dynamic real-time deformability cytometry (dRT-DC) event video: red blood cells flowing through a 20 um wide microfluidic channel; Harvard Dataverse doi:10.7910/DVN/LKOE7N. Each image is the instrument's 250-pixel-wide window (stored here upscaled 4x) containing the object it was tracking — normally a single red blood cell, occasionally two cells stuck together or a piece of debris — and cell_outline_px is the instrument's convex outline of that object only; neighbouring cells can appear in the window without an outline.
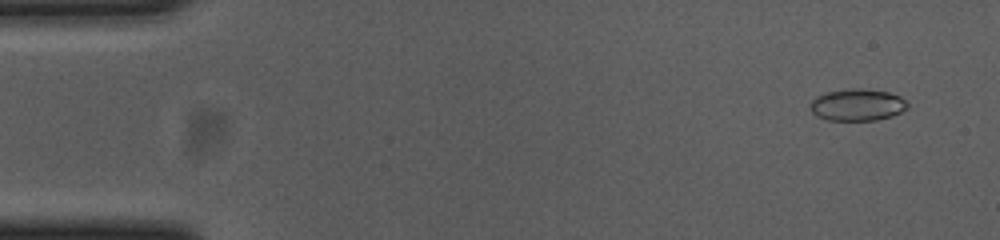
{"species": "common noctule bat (a hibernating species)", "species_latin": "Nyctalus noctula", "temperature_condition": "cold", "stored_images_in_passage": 56, "camera_frame_rate_fps": 3000, "um_per_image_px": 0.085, "animal": {"sex": "female", "body_mass_g": 23.0, "forearm_length_mm": 53.4}, "frame": {"image": 1, "passage_image": 4, "time_ms": 1.0, "image_size_px": [1000, 240], "cell_outline_px": [[908, 108], [892, 116], [876, 120], [828, 120], [816, 116], [812, 112], [812, 100], [816, 96], [828, 92], [860, 88], [888, 92], [900, 96], [908, 104]], "centroid_in_image_um": [72.9, 8.92], "position_along_channel_um": 12.1, "area_um2": 17.8}}
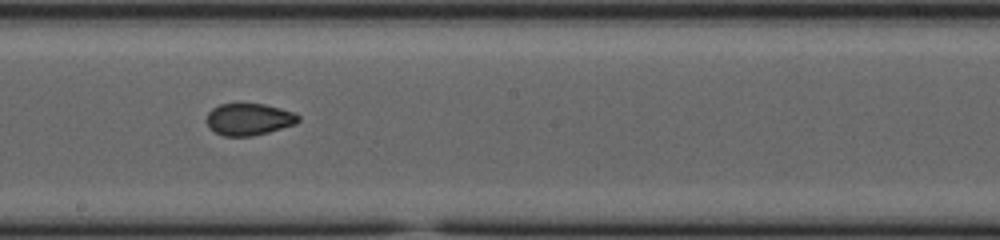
{"frame": {"image": 2, "passage_image": 31, "time_ms": 10.0, "image_size_px": [1000, 240], "cell_outline_px": [[300, 120], [296, 124], [268, 132], [252, 136], [224, 136], [208, 128], [208, 112], [212, 108], [220, 104], [264, 104], [296, 112], [300, 116]], "centroid_in_image_um": [21.19, 10.14], "position_along_channel_um": 227.0, "area_um2": 17.05}}
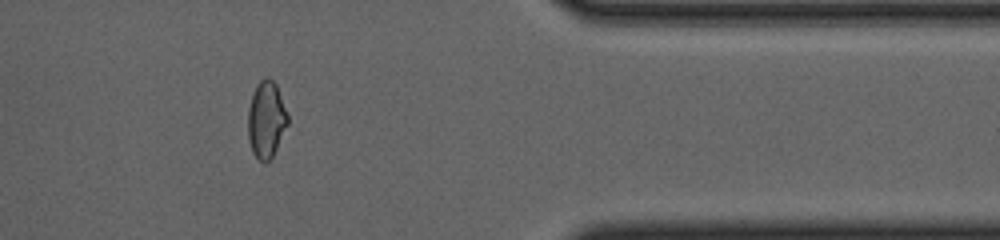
{"frame": {"image": 3, "passage_image": 46, "time_ms": 15.0, "image_size_px": [1000, 240], "cell_outline_px": [[288, 124], [272, 156], [264, 164], [252, 152], [248, 140], [248, 108], [252, 92], [256, 84], [260, 80], [268, 76], [276, 84], [288, 116]], "centroid_in_image_um": [22.61, 10.14], "position_along_channel_um": 388.8, "area_um2": 17.74}, "authors_computed_cell_mechanics": {"area_um2": 17.7735, "velocity_mm_per_s": 3.6735, "shape_relaxation_time_tau1_ms": 8.4245, "shape_relaxation_time_tau2_ms": 1.2563, "deformation_change_tau1": 0.1445, "deformation_change_tau2": 0.0529}}